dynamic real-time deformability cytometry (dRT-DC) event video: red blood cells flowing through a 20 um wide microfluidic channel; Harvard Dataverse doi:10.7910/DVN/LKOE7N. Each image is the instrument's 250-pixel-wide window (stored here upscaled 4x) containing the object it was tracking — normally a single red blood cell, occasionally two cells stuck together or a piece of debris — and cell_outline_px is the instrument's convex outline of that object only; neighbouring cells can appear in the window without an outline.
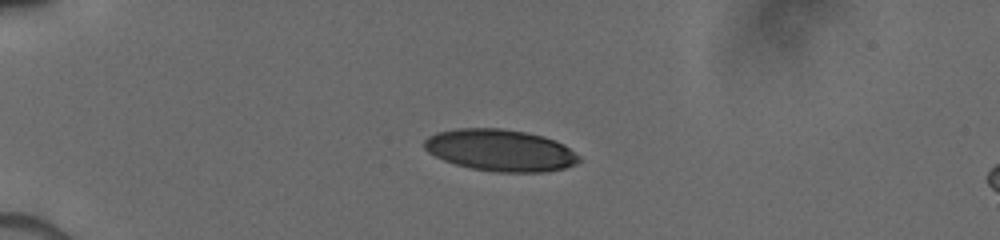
{"species": "human", "species_latin": "Homo sapiens", "temperature_condition": "cold", "stored_images_in_passage": 34, "camera_frame_rate_fps": 3000, "um_per_image_px": 0.085, "donor": {"sex": "male"}, "frame": {"image": 1, "passage_image": 1, "time_ms": 0.0, "image_size_px": [1000, 240], "cell_outline_px": [[580, 160], [576, 164], [564, 168], [544, 172], [496, 172], [472, 168], [456, 164], [444, 160], [428, 152], [424, 148], [424, 140], [428, 136], [436, 132], [456, 128], [500, 128], [524, 132], [544, 136], [556, 140], [564, 144], [580, 156]], "centroid_in_image_um": [42.53, 12.77], "position_along_channel_um": 42.5, "area_um2": 37.74}}
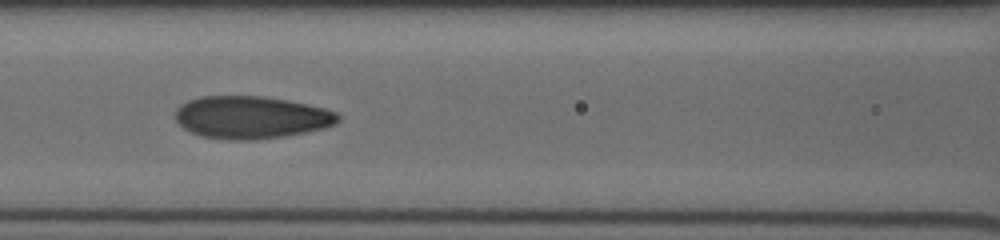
{"frame": {"image": 2, "passage_image": 19, "time_ms": 3.667, "image_size_px": [1000, 240], "cell_outline_px": [[340, 120], [336, 124], [324, 128], [284, 136], [256, 140], [228, 140], [204, 136], [192, 132], [184, 128], [176, 120], [176, 108], [180, 104], [188, 100], [200, 96], [264, 96], [288, 100], [324, 108], [336, 112], [340, 116]], "centroid_in_image_um": [21.36, 9.97], "position_along_channel_um": 145.2, "area_um2": 40.34}}
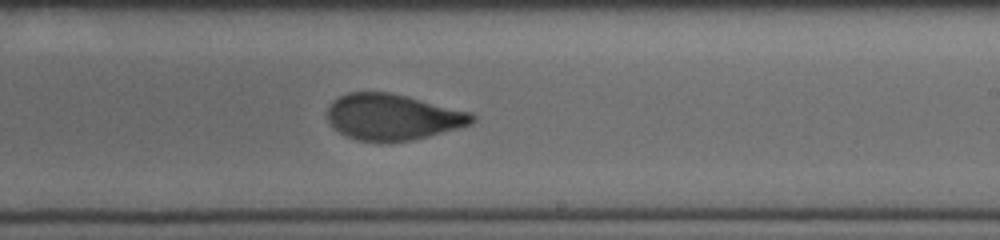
{"frame": {"image": 3, "passage_image": 32, "time_ms": 6.333, "image_size_px": [1000, 240], "cell_outline_px": [[476, 120], [472, 124], [460, 128], [412, 140], [388, 144], [380, 144], [360, 140], [348, 136], [340, 132], [328, 120], [328, 108], [332, 100], [348, 92], [388, 92], [408, 96], [472, 112], [476, 116]], "centroid_in_image_um": [33.42, 9.96], "position_along_channel_um": 255.6, "area_um2": 39.36}}